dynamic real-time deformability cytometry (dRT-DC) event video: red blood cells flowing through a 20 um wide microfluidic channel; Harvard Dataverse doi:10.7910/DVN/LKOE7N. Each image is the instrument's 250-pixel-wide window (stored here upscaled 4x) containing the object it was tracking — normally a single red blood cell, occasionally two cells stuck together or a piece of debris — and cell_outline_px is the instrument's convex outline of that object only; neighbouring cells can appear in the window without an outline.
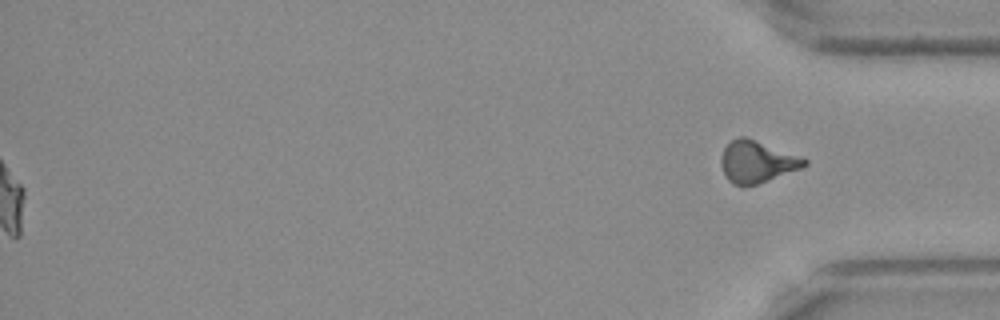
{"species": "Egyptian fruit bat (a non-hibernating species)", "species_latin": "Rousettus aegyptiacus", "temperature_condition": "warm", "stored_images_in_passage": 54, "segment_of_instrument_passage": [2, 2], "camera_frame_rate_fps": 3000, "um_per_image_px": 0.085, "frame": {"image": 1, "passage_image": 54, "time_ms": 17.667, "image_size_px": [1000, 320], "cell_outline_px": [[808, 164], [800, 168], [768, 180], [756, 184], [740, 188], [732, 184], [728, 180], [720, 164], [720, 160], [724, 148], [732, 140], [740, 136], [744, 136], [800, 156], [808, 160]], "centroid_in_image_um": [64.3, 13.77], "position_along_channel_um": 370.9, "area_um2": 20.17}}